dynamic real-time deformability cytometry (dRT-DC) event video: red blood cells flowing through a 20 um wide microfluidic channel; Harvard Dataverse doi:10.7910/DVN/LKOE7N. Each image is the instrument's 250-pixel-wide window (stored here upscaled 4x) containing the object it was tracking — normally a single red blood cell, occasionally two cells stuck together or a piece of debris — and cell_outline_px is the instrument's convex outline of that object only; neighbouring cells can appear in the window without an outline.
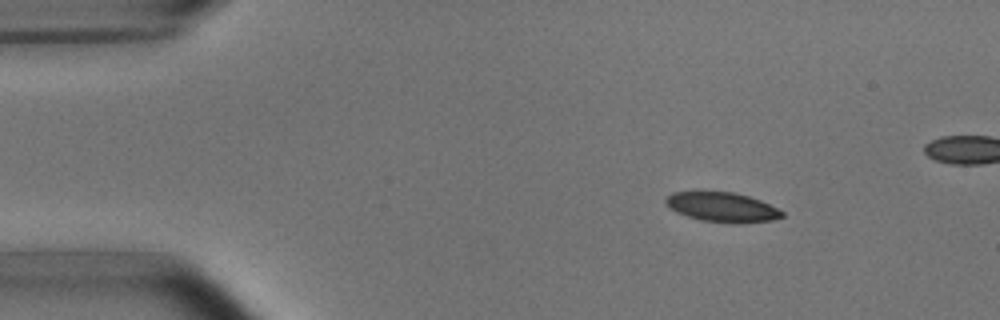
{"species": "common noctule bat (a hibernating species)", "species_latin": "Nyctalus noctula", "temperature_condition": "room temperature", "stored_images_in_passage": 5, "camera_frame_rate_fps": 3000, "um_per_image_px": 0.085, "animal": {"sex": "male", "body_mass_g": 15.6}, "frame": {"image": 1, "passage_image": 2, "time_ms": 1.333, "image_size_px": [1000, 320], "cell_outline_px": [[784, 216], [772, 220], [736, 224], [700, 220], [676, 212], [668, 208], [664, 204], [664, 200], [672, 192], [696, 188], [732, 192], [748, 196], [760, 200], [784, 212]], "centroid_in_image_um": [61.28, 17.56], "position_along_channel_um": 23.7, "area_um2": 20.92}}